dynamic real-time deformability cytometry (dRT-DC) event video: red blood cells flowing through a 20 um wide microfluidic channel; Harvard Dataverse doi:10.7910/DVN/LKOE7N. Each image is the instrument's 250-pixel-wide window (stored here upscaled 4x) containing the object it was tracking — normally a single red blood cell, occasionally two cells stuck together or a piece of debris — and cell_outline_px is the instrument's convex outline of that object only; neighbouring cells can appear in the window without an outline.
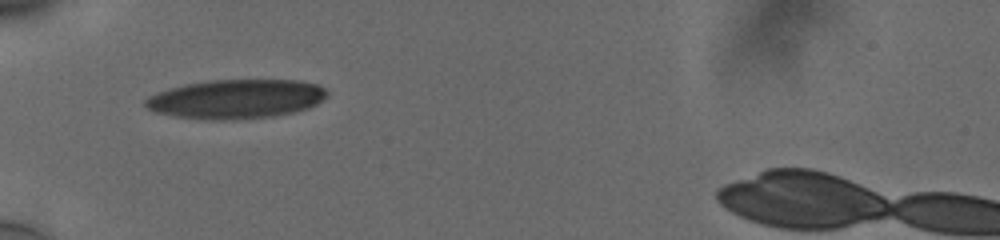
{"species": "human", "species_latin": "Homo sapiens", "temperature_condition": "cold", "stored_images_in_passage": 33, "camera_frame_rate_fps": 3000, "um_per_image_px": 0.085, "donor": {"sex": "male"}, "frame": {"image": 1, "passage_image": 1, "time_ms": 0.0, "image_size_px": [1000, 240], "cell_outline_px": [[328, 96], [316, 104], [308, 108], [296, 112], [272, 116], [176, 116], [156, 112], [148, 108], [144, 104], [144, 100], [148, 96], [184, 84], [208, 80], [300, 80], [316, 84], [324, 88], [328, 92]], "centroid_in_image_um": [20.15, 8.35], "position_along_channel_um": 64.9, "area_um2": 39.77}}
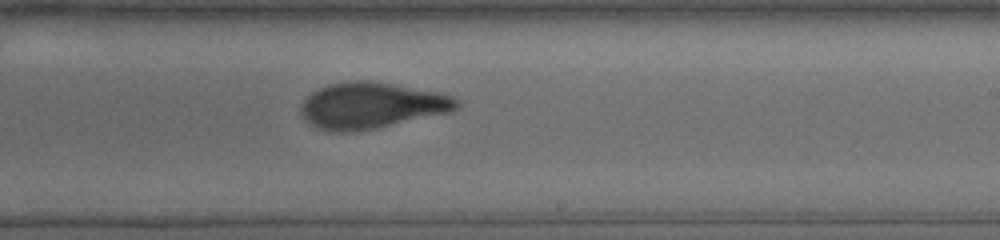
{"frame": {"image": 2, "passage_image": 17, "time_ms": 5.333, "image_size_px": [1000, 240], "cell_outline_px": [[460, 104], [456, 108], [448, 112], [372, 128], [352, 132], [332, 132], [320, 128], [304, 120], [300, 112], [300, 104], [312, 92], [328, 84], [356, 80], [368, 80], [440, 92], [452, 96], [460, 100]], "centroid_in_image_um": [31.54, 8.95], "position_along_channel_um": 257.5, "area_um2": 41.38}}
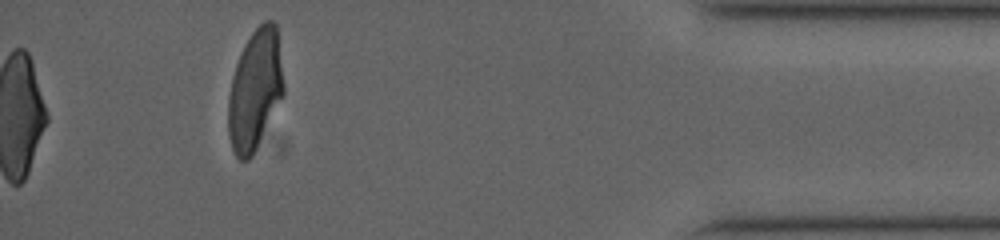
{"frame": {"image": 3, "passage_image": 33, "time_ms": 10.667, "image_size_px": [1000, 240], "cell_outline_px": [[284, 92], [252, 156], [248, 160], [240, 160], [232, 152], [228, 136], [228, 96], [232, 76], [236, 64], [244, 44], [252, 32], [264, 20], [272, 20], [276, 24], [284, 84]], "centroid_in_image_um": [21.65, 7.64], "position_along_channel_um": 413.5, "area_um2": 38.67}, "authors_computed_cell_mechanics": {"area_um2": 41.1536, "velocity_mm_per_s": 3.754, "shape_relaxation_time_tau1_ms": 4.8952, "shape_relaxation_time_tau2_ms": 1.2698, "deformation_change_tau1": 0.1931, "deformation_change_tau2": 0.073}}